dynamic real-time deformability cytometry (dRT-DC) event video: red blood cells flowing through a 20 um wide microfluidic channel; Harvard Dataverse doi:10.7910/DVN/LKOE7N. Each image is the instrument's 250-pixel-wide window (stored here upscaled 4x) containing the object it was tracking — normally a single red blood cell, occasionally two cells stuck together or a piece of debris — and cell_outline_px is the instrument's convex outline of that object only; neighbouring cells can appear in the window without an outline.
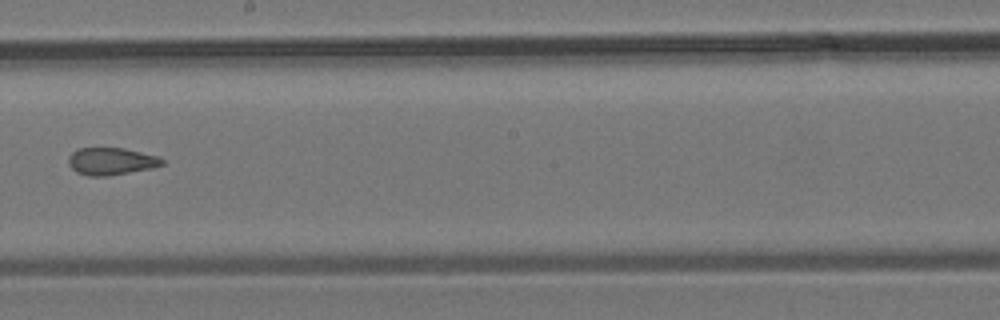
{"species": "common noctule bat (a hibernating species)", "species_latin": "Nyctalus noctula", "temperature_condition": "room temperature", "stored_images_in_passage": 10, "camera_frame_rate_fps": 3000, "um_per_image_px": 0.085, "animal": {"sex": "male", "body_mass_g": 19.2, "forearm_length_mm": 51.8}, "frame": {"image": 1, "passage_image": 9, "time_ms": 10.333, "image_size_px": [1000, 320], "cell_outline_px": [[164, 164], [152, 168], [108, 176], [88, 176], [76, 172], [68, 164], [68, 156], [76, 148], [124, 148], [160, 156], [164, 160]], "centroid_in_image_um": [9.45, 13.7], "position_along_channel_um": 238.8, "area_um2": 15.09}}
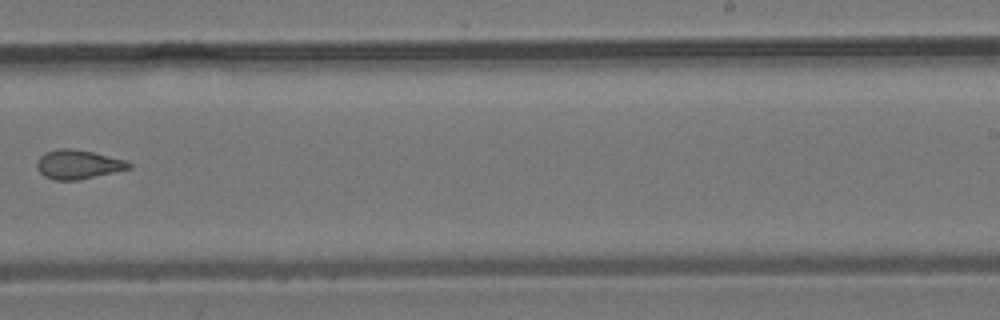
{"frame": {"image": 2, "passage_image": 10, "time_ms": 11.333, "image_size_px": [1000, 320], "cell_outline_px": [[132, 168], [116, 172], [76, 180], [56, 180], [44, 176], [36, 168], [36, 164], [40, 156], [44, 152], [56, 148], [72, 148], [92, 152], [124, 160], [132, 164]], "centroid_in_image_um": [6.61, 13.97], "position_along_channel_um": 282.4, "area_um2": 15.61}}